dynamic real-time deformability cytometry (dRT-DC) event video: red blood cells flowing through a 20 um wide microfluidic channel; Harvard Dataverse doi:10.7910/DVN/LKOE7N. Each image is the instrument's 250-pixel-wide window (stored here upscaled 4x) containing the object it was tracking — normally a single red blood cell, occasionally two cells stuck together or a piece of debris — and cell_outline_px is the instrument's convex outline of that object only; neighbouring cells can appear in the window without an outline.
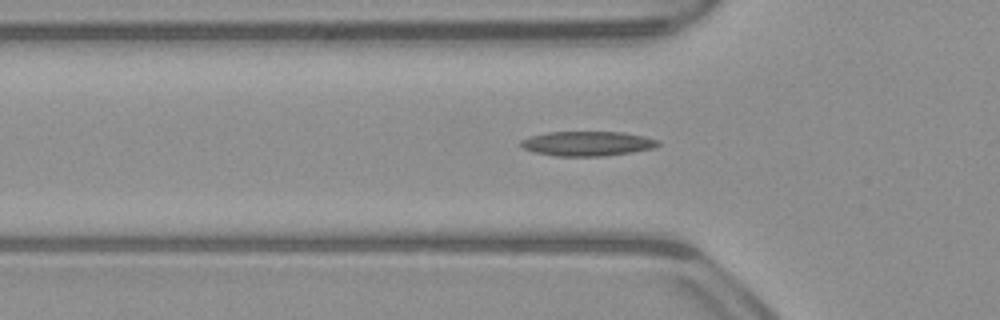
{"species": "common noctule bat (a hibernating species)", "species_latin": "Nyctalus noctula", "temperature_condition": "warm", "stored_images_in_passage": 44, "camera_frame_rate_fps": 3000, "um_per_image_px": 0.085, "animal": {"sex": "male", "body_mass_g": 23.1, "forearm_length_mm": 52.7}, "frame": {"image": 1, "passage_image": 16, "time_ms": 5.0, "image_size_px": [1000, 320], "cell_outline_px": [[660, 144], [656, 148], [632, 152], [604, 156], [556, 156], [536, 152], [524, 148], [520, 144], [520, 140], [532, 136], [548, 132], [624, 132], [644, 136], [660, 140]], "centroid_in_image_um": [49.99, 12.2], "position_along_channel_um": 75.8, "area_um2": 19.71}}
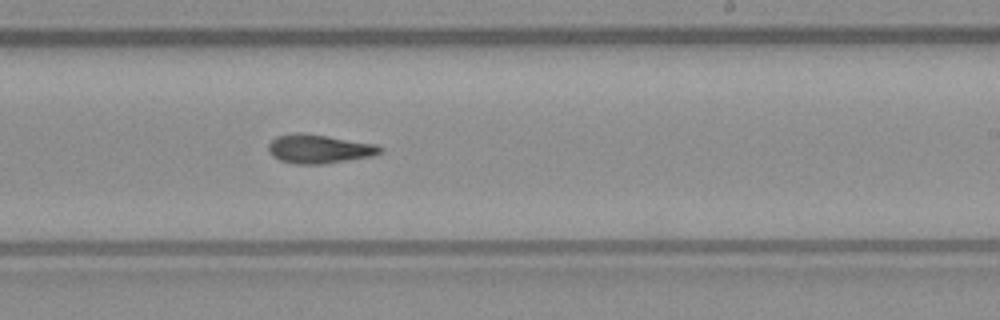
{"frame": {"image": 2, "passage_image": 30, "time_ms": 9.667, "image_size_px": [1000, 320], "cell_outline_px": [[384, 148], [380, 152], [372, 156], [324, 164], [296, 164], [280, 160], [272, 156], [268, 152], [268, 144], [276, 136], [296, 132], [304, 132], [376, 144]], "centroid_in_image_um": [27.09, 12.65], "position_along_channel_um": 261.9, "area_um2": 18.9}}
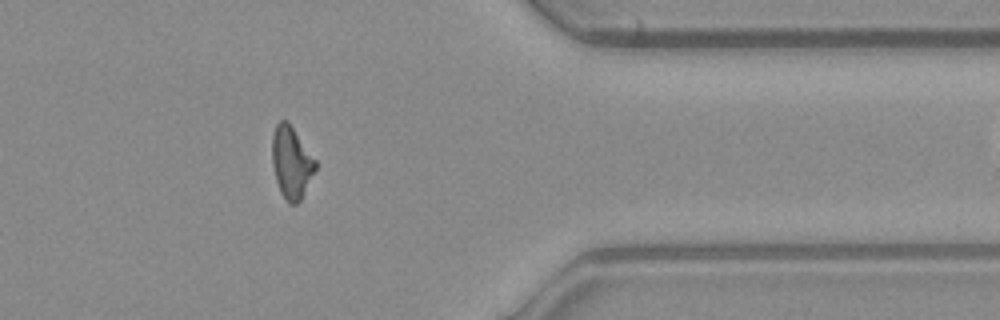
{"frame": {"image": 3, "passage_image": 41, "time_ms": 13.333, "image_size_px": [1000, 320], "cell_outline_px": [[316, 168], [300, 200], [296, 204], [288, 204], [284, 200], [280, 192], [276, 180], [272, 164], [272, 136], [276, 124], [280, 120], [288, 120], [316, 160]], "centroid_in_image_um": [24.75, 13.8], "position_along_channel_um": 386.7, "area_um2": 18.21}, "authors_computed_cell_mechanics": {"area_um2": 18.496, "velocity_mm_per_s": 3.9634, "shape_relaxation_time_tau1_ms": 7.0442, "shape_relaxation_time_tau2_ms": 2.6963, "deformation_change_tau1": 0.1854, "deformation_change_tau2": 0.1067}}